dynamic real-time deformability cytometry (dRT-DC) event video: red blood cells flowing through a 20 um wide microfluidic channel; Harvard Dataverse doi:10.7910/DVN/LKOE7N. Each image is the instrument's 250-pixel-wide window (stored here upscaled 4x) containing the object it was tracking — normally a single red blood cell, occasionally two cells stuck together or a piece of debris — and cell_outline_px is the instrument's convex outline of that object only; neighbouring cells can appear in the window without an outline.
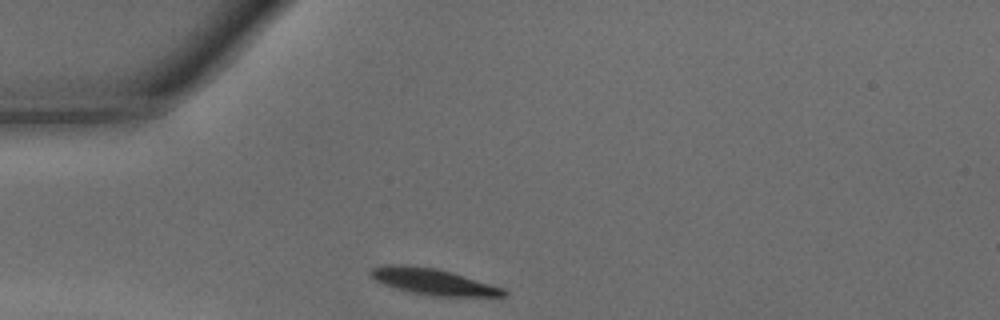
{"species": "common noctule bat (a hibernating species)", "species_latin": "Nyctalus noctula", "temperature_condition": "warm", "stored_images_in_passage": 25, "camera_frame_rate_fps": 3000, "um_per_image_px": 0.085, "animal": {"sex": "male", "body_mass_g": 15.6}, "frame": {"image": 1, "passage_image": 1, "time_ms": 0.0, "image_size_px": [1000, 320], "cell_outline_px": [[508, 296], [436, 296], [412, 292], [384, 284], [376, 280], [368, 272], [372, 268], [380, 264], [404, 264], [432, 268], [448, 272], [504, 288], [508, 292]], "centroid_in_image_um": [36.78, 23.93], "position_along_channel_um": 48.2, "area_um2": 19.83}}
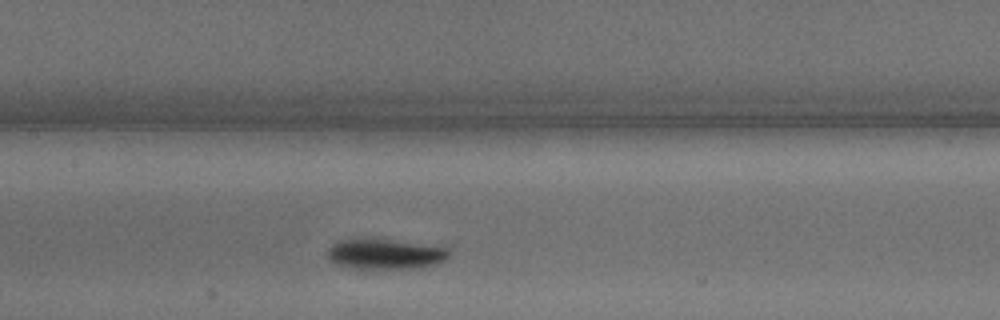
{"frame": {"image": 2, "passage_image": 11, "time_ms": 3.333, "image_size_px": [1000, 320], "cell_outline_px": [[448, 256], [444, 260], [420, 268], [348, 268], [336, 264], [328, 256], [328, 248], [332, 244], [340, 240], [384, 240], [448, 248]], "centroid_in_image_um": [32.69, 21.62], "position_along_channel_um": 174.7, "area_um2": 20.52}}
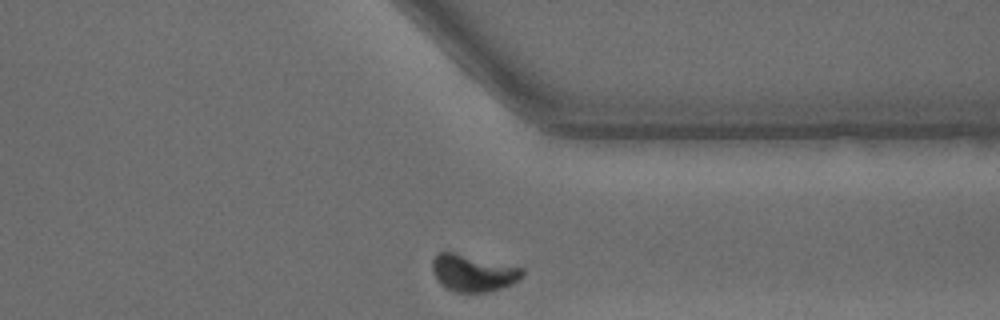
{"frame": {"image": 3, "passage_image": 25, "time_ms": 8.0, "image_size_px": [1000, 320], "cell_outline_px": [[524, 276], [512, 284], [488, 292], [452, 292], [444, 288], [436, 280], [432, 272], [432, 260], [440, 252], [452, 252], [524, 268]], "centroid_in_image_um": [40.19, 23.22], "position_along_channel_um": 371.2, "area_um2": 19.42}, "authors_computed_cell_mechanics": {"area_um2": 20.7502, "velocity_mm_per_s": 4.2469, "shape_relaxation_time_tau1_ms": 2.7691, "shape_relaxation_time_tau2_ms": null, "deformation_change_tau1": 0.176, "deformation_change_tau2": null}}